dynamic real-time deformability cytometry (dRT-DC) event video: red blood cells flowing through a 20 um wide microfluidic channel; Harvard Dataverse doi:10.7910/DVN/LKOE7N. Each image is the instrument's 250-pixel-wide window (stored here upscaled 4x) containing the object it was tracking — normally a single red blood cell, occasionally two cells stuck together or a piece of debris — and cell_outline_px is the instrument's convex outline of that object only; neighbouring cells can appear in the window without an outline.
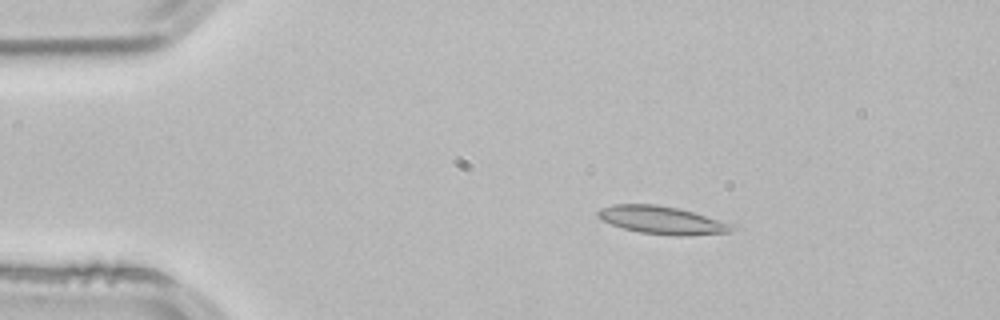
{"species": "common noctule bat (a hibernating species)", "species_latin": "Nyctalus noctula", "temperature_condition": "room temperature", "stored_images_in_passage": 3, "camera_frame_rate_fps": 3000, "um_per_image_px": 0.085, "animal": {"sex": "male", "body_mass_g": 21.5, "forearm_length_mm": 52.0}, "frame": {"image": 1, "passage_image": 2, "time_ms": 0.333, "image_size_px": [1000, 320], "cell_outline_px": [[736, 228], [728, 232], [688, 236], [676, 236], [640, 232], [624, 228], [600, 220], [596, 216], [596, 212], [600, 208], [612, 204], [656, 204], [680, 208], [736, 224]], "centroid_in_image_um": [56.29, 18.7], "position_along_channel_um": 28.7, "area_um2": 22.08}}